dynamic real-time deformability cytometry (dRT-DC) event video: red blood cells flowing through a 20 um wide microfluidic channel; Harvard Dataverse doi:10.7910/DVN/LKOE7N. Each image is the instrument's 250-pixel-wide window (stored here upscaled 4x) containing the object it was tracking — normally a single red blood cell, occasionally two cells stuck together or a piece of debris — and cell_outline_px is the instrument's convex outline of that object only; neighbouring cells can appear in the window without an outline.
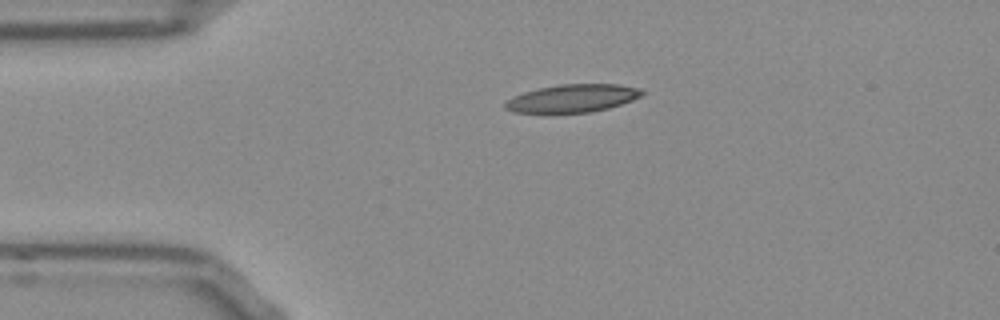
{"species": "Egyptian fruit bat (a non-hibernating species)", "species_latin": "Rousettus aegyptiacus", "temperature_condition": "room temperature", "stored_images_in_passage": 42, "camera_frame_rate_fps": 3000, "um_per_image_px": 0.085, "frame": {"image": 1, "passage_image": 1, "time_ms": 0.0, "image_size_px": [1000, 320], "cell_outline_px": [[644, 92], [640, 96], [632, 100], [608, 108], [592, 112], [512, 112], [504, 108], [504, 104], [508, 100], [524, 92], [540, 88], [560, 84], [620, 84], [640, 88]], "centroid_in_image_um": [48.69, 8.35], "position_along_channel_um": 36.3, "area_um2": 21.91}}
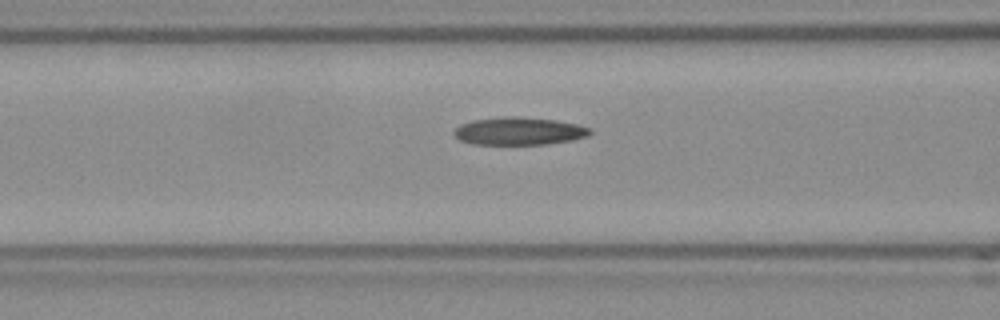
{"frame": {"image": 2, "passage_image": 10, "time_ms": 3.0, "image_size_px": [1000, 320], "cell_outline_px": [[592, 132], [588, 136], [572, 140], [544, 144], [476, 144], [460, 140], [452, 132], [460, 124], [472, 120], [500, 116], [520, 116], [556, 120], [576, 124], [592, 128]], "centroid_in_image_um": [44.12, 11.13], "position_along_channel_um": 122.5, "area_um2": 22.08}}
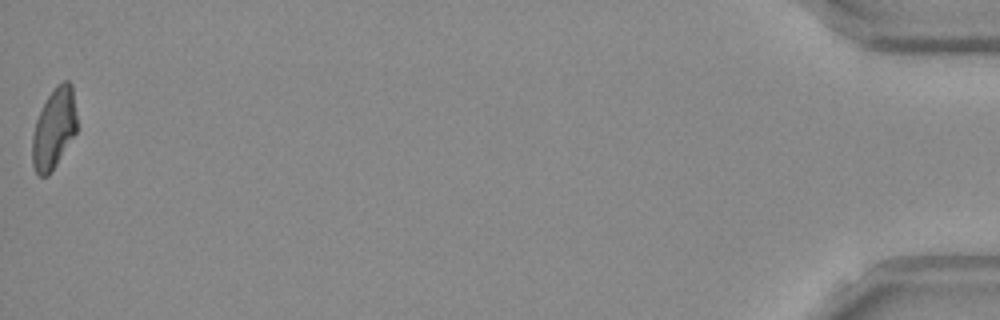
{"frame": {"image": 3, "passage_image": 42, "time_ms": 13.667, "image_size_px": [1000, 320], "cell_outline_px": [[76, 132], [56, 164], [48, 176], [40, 176], [36, 172], [32, 164], [32, 136], [36, 120], [48, 96], [56, 84], [64, 80], [68, 80], [72, 84], [76, 112]], "centroid_in_image_um": [4.58, 10.9], "position_along_channel_um": 430.6, "area_um2": 20.75}, "authors_computed_cell_mechanics": {"area_um2": 21.8773, "velocity_mm_per_s": 3.858, "shape_relaxation_time_tau1_ms": null, "shape_relaxation_time_tau2_ms": 4.3117, "deformation_change_tau1": null, "deformation_change_tau2": 0.1282}}